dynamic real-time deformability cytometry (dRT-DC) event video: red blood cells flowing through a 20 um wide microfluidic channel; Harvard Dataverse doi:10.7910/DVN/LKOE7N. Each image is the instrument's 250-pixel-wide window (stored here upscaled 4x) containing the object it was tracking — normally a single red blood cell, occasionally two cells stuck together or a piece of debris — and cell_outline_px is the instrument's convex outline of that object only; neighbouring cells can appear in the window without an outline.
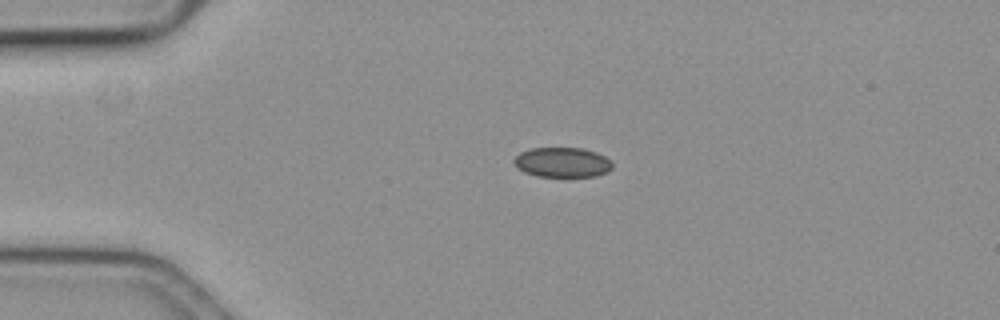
{"species": "common noctule bat (a hibernating species)", "species_latin": "Nyctalus noctula", "temperature_condition": "cold", "stored_images_in_passage": 46, "camera_frame_rate_fps": 3000, "um_per_image_px": 0.085, "animal": {"sex": "female", "body_mass_g": 19.3, "forearm_length_mm": 54.1}, "frame": {"image": 1, "passage_image": 1, "time_ms": 0.0, "image_size_px": [1000, 320], "cell_outline_px": [[612, 168], [608, 172], [596, 176], [536, 176], [524, 172], [516, 168], [512, 160], [520, 152], [532, 148], [584, 148], [596, 152], [604, 156], [612, 164]], "centroid_in_image_um": [47.77, 13.8], "position_along_channel_um": 37.2, "area_um2": 17.17}}
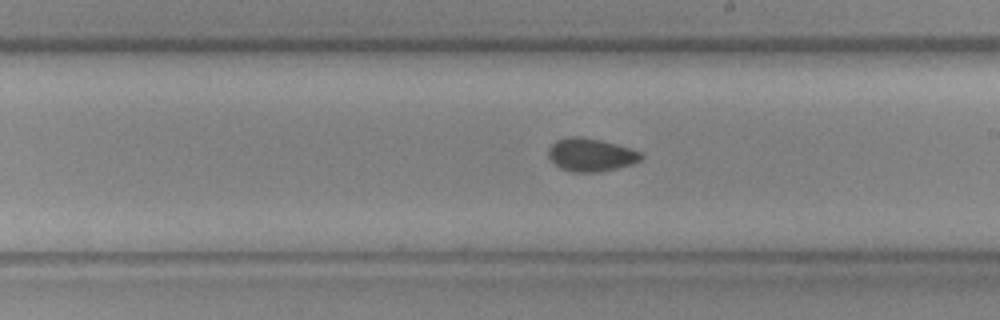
{"frame": {"image": 2, "passage_image": 21, "time_ms": 6.667, "image_size_px": [1000, 320], "cell_outline_px": [[644, 156], [640, 160], [632, 164], [600, 172], [572, 172], [560, 168], [548, 156], [548, 148], [556, 140], [568, 136], [580, 136], [600, 140], [616, 144], [640, 152]], "centroid_in_image_um": [50.2, 13.16], "position_along_channel_um": 238.8, "area_um2": 17.8}}
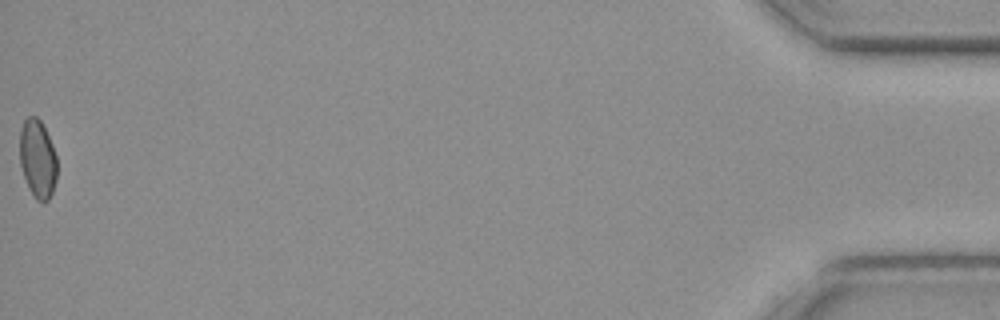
{"frame": {"image": 3, "passage_image": 46, "time_ms": 15.0, "image_size_px": [1000, 320], "cell_outline_px": [[56, 180], [52, 192], [48, 200], [44, 204], [36, 200], [28, 188], [20, 164], [20, 128], [24, 120], [28, 116], [36, 116], [40, 120], [52, 144], [56, 156]], "centroid_in_image_um": [3.19, 13.52], "position_along_channel_um": 432.0, "area_um2": 17.05}, "authors_computed_cell_mechanics": {"area_um2": 17.8024, "velocity_mm_per_s": 3.583, "shape_relaxation_time_tau1_ms": 7.4821, "shape_relaxation_time_tau2_ms": 2.1291, "deformation_change_tau1": 0.0474, "deformation_change_tau2": 0.0441}}